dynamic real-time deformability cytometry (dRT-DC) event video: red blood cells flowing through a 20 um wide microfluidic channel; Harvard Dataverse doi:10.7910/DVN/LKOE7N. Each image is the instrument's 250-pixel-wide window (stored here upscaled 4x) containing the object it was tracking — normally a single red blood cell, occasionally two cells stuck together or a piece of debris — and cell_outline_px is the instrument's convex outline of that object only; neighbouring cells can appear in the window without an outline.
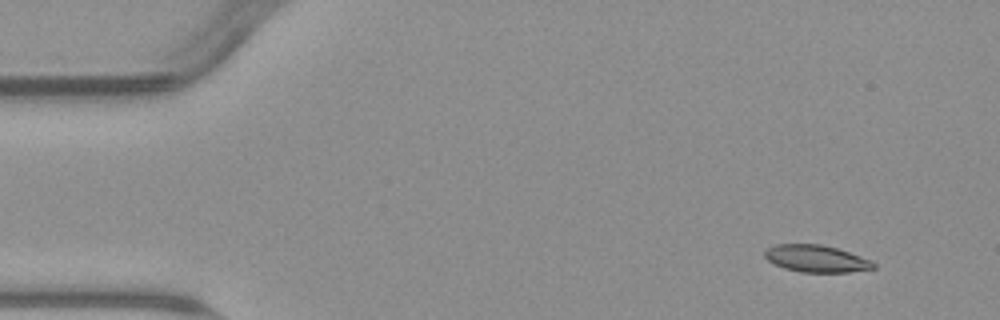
{"species": "common noctule bat (a hibernating species)", "species_latin": "Nyctalus noctula", "temperature_condition": "warm", "stored_images_in_passage": 4, "camera_frame_rate_fps": 3000, "um_per_image_px": 0.085, "animal": {"sex": "male", "body_mass_g": 23.1, "forearm_length_mm": 52.7}, "frame": {"image": 1, "passage_image": 1, "time_ms": 0.0, "image_size_px": [1000, 320], "cell_outline_px": [[876, 268], [848, 272], [800, 272], [784, 268], [772, 264], [764, 256], [764, 248], [776, 244], [820, 244], [836, 248], [872, 260], [876, 264]], "centroid_in_image_um": [69.34, 21.98], "position_along_channel_um": 15.7, "area_um2": 17.28}}
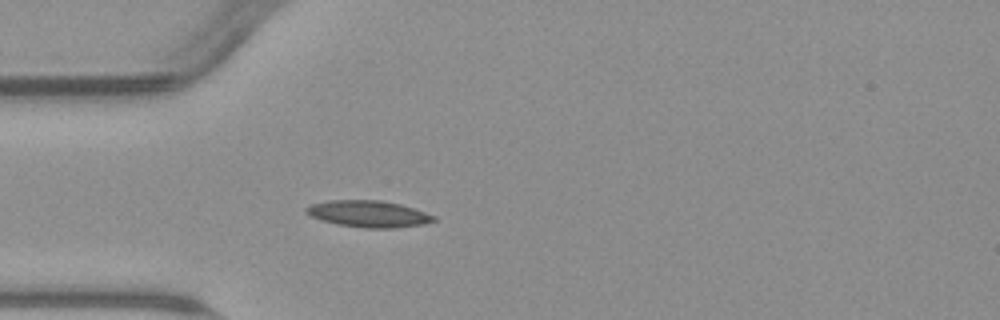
{"frame": {"image": 2, "passage_image": 4, "time_ms": 3.667, "image_size_px": [1000, 320], "cell_outline_px": [[436, 220], [424, 224], [396, 228], [368, 228], [336, 224], [320, 220], [304, 212], [304, 208], [312, 204], [328, 200], [380, 200], [400, 204], [436, 216]], "centroid_in_image_um": [31.3, 18.18], "position_along_channel_um": 53.7, "area_um2": 19.77}}